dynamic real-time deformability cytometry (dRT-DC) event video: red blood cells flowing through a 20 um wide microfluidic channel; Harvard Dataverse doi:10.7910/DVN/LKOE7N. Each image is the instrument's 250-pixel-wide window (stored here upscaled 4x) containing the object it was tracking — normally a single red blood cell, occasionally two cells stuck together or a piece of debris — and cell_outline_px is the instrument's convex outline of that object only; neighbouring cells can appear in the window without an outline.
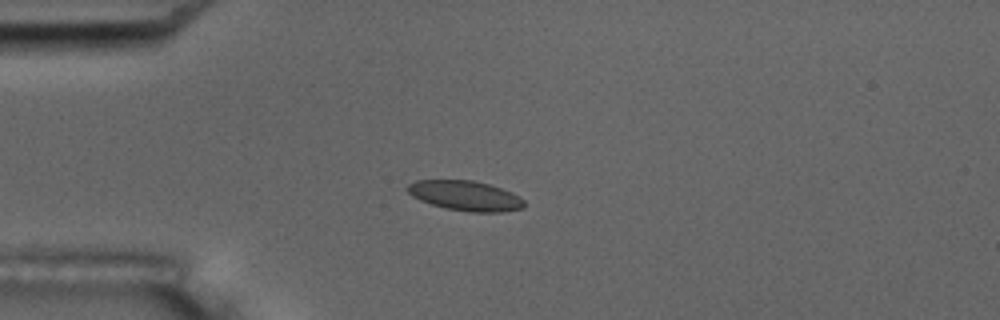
{"species": "common noctule bat (a hibernating species)", "species_latin": "Nyctalus noctula", "temperature_condition": "room temperature", "stored_images_in_passage": 8, "camera_frame_rate_fps": 3000, "um_per_image_px": 0.085, "animal": {"sex": "male", "body_mass_g": 17.5, "forearm_length_mm": 52.3}, "frame": {"image": 1, "passage_image": 5, "time_ms": 4.667, "image_size_px": [1000, 320], "cell_outline_px": [[524, 208], [504, 212], [468, 212], [444, 208], [420, 200], [412, 196], [404, 188], [408, 184], [416, 180], [472, 180], [488, 184], [512, 192], [524, 200]], "centroid_in_image_um": [39.54, 16.64], "position_along_channel_um": 45.5, "area_um2": 20.46}}